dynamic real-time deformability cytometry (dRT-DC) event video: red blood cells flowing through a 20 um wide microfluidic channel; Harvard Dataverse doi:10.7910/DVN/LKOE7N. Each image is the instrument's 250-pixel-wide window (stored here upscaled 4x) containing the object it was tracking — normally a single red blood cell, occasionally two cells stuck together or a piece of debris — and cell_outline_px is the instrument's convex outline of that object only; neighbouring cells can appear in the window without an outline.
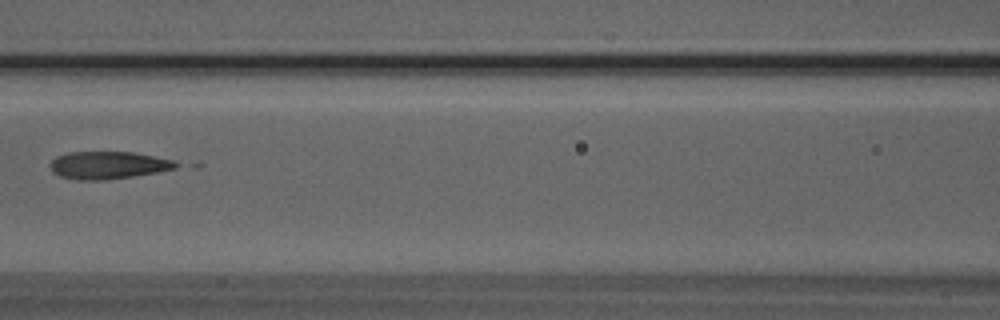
{"species": "Egyptian fruit bat (a non-hibernating species)", "species_latin": "Rousettus aegyptiacus", "temperature_condition": "room temperature", "stored_images_in_passage": 6, "camera_frame_rate_fps": 3000, "um_per_image_px": 0.085, "animal": {"sex": "male"}, "frame": {"image": 1, "passage_image": 6, "time_ms": 1.667, "image_size_px": [1000, 320], "cell_outline_px": [[184, 164], [176, 168], [156, 172], [132, 176], [104, 180], [80, 180], [60, 176], [52, 172], [52, 160], [56, 156], [68, 152], [132, 152], [176, 160]], "centroid_in_image_um": [9.25, 14.03], "position_along_channel_um": 157.3, "area_um2": 20.17}}